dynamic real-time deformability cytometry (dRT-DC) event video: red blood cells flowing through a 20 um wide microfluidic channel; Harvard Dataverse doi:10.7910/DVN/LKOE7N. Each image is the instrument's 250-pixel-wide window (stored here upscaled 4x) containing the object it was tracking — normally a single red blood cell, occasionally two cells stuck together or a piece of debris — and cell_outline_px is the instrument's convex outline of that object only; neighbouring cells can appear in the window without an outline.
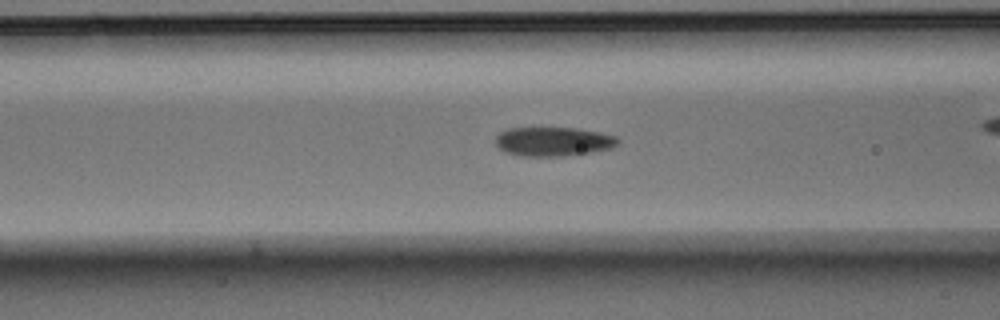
{"species": "Egyptian fruit bat (a non-hibernating species)", "species_latin": "Rousettus aegyptiacus", "temperature_condition": "warm", "stored_images_in_passage": 42, "camera_frame_rate_fps": 3000, "um_per_image_px": 0.085, "animal": {"sex": "male"}, "frame": {"image": 1, "passage_image": 20, "time_ms": 6.333, "image_size_px": [1000, 320], "cell_outline_px": [[620, 140], [612, 148], [592, 152], [564, 156], [520, 156], [504, 152], [496, 144], [496, 136], [500, 132], [508, 128], [576, 128], [600, 132], [616, 136]], "centroid_in_image_um": [47.03, 12.03], "position_along_channel_um": 119.6, "area_um2": 20.81}}
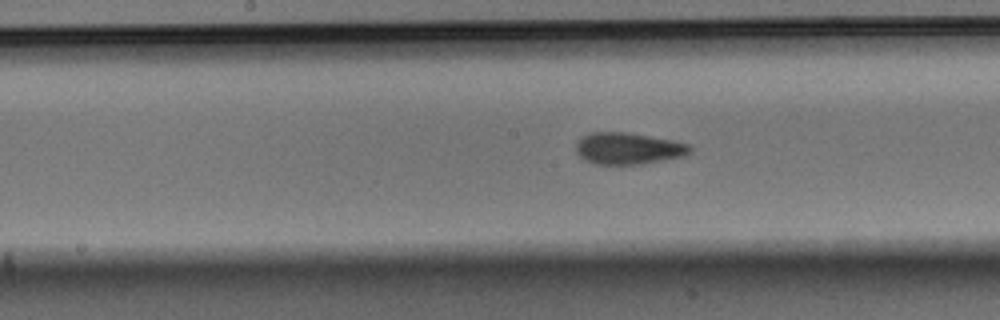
{"frame": {"image": 2, "passage_image": 26, "time_ms": 8.333, "image_size_px": [1000, 320], "cell_outline_px": [[692, 152], [684, 156], [640, 164], [596, 164], [584, 160], [576, 152], [576, 144], [588, 132], [628, 132], [692, 144]], "centroid_in_image_um": [53.42, 12.61], "position_along_channel_um": 194.8, "area_um2": 21.04}}
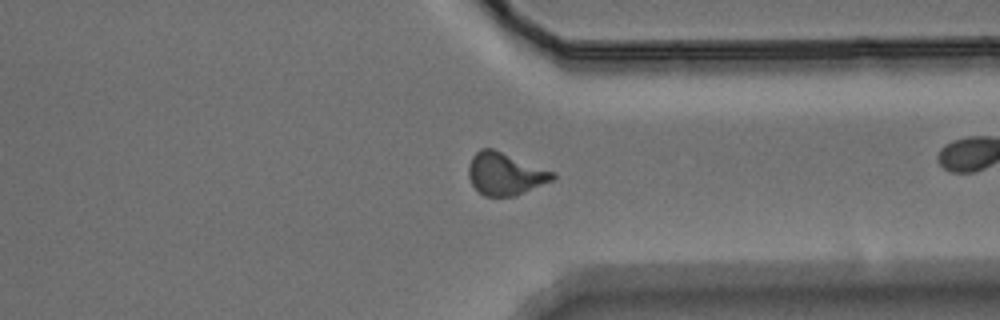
{"frame": {"image": 3, "passage_image": 40, "time_ms": 13.0, "image_size_px": [1000, 320], "cell_outline_px": [[556, 176], [552, 180], [516, 196], [484, 196], [472, 184], [468, 176], [468, 164], [472, 156], [480, 148], [492, 148], [556, 172]], "centroid_in_image_um": [42.93, 14.77], "position_along_channel_um": 368.5, "area_um2": 20.81}}